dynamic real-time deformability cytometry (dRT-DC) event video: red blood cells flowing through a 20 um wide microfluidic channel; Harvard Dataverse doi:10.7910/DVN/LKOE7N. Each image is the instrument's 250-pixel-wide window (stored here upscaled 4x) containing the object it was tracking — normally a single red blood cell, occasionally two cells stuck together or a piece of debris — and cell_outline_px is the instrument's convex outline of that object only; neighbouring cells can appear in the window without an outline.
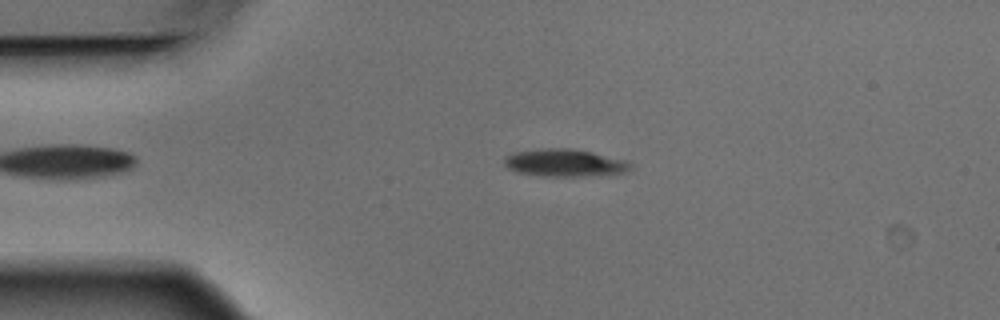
{"species": "Egyptian fruit bat (a non-hibernating species)", "species_latin": "Rousettus aegyptiacus", "temperature_condition": "warm", "stored_images_in_passage": 4, "camera_frame_rate_fps": 3000, "um_per_image_px": 0.085, "animal": {"sex": "male"}, "frame": {"image": 1, "passage_image": 3, "time_ms": 0.667, "image_size_px": [1000, 320], "cell_outline_px": [[632, 168], [624, 172], [580, 176], [540, 176], [516, 172], [508, 168], [504, 164], [504, 156], [512, 152], [544, 148], [572, 148], [592, 152], [628, 160], [632, 164]], "centroid_in_image_um": [47.96, 13.83], "position_along_channel_um": 37.0, "area_um2": 20.35}}